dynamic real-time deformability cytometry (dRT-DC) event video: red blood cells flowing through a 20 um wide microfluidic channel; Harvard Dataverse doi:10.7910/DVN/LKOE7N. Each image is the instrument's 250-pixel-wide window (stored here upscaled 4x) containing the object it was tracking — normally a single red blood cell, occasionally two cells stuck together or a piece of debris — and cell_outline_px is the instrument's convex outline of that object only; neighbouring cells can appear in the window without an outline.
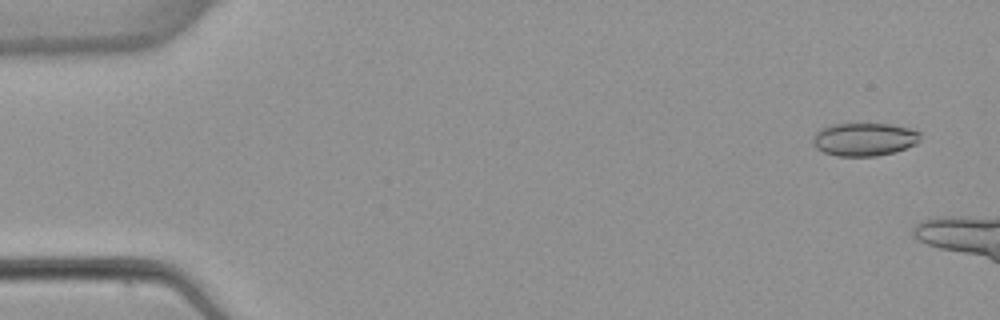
{"species": "common noctule bat (a hibernating species)", "species_latin": "Nyctalus noctula", "temperature_condition": "warm", "stored_images_in_passage": 3, "camera_frame_rate_fps": 3000, "um_per_image_px": 0.085, "animal": {"sex": "female", "body_mass_g": 22.7, "forearm_length_mm": 54.2}, "frame": {"image": 1, "passage_image": 1, "time_ms": 0.0, "image_size_px": [1000, 320], "cell_outline_px": [[920, 140], [916, 144], [896, 152], [876, 156], [836, 156], [824, 152], [816, 148], [812, 144], [812, 136], [820, 128], [832, 124], [892, 124], [912, 128], [920, 132]], "centroid_in_image_um": [73.46, 11.84], "position_along_channel_um": 11.5, "area_um2": 21.04}}